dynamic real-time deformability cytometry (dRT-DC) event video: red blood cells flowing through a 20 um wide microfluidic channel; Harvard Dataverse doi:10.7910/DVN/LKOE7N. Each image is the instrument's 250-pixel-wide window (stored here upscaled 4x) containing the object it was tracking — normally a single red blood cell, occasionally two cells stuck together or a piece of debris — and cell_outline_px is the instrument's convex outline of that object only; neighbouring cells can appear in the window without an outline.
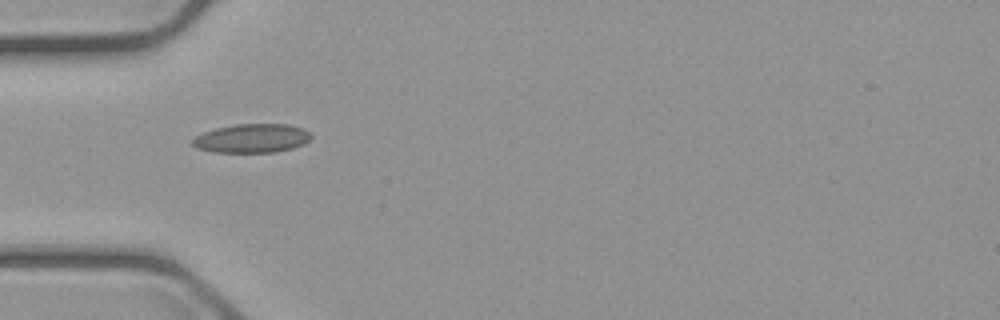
{"species": "common noctule bat (a hibernating species)", "species_latin": "Nyctalus noctula", "temperature_condition": "cold", "stored_images_in_passage": 5, "camera_frame_rate_fps": 3000, "um_per_image_px": 0.085, "animal": {"sex": "male", "body_mass_g": 23.1, "forearm_length_mm": 52.7}, "frame": {"image": 1, "passage_image": 1, "time_ms": 0.0, "image_size_px": [1000, 320], "cell_outline_px": [[312, 136], [304, 144], [292, 148], [272, 152], [212, 152], [196, 148], [192, 144], [192, 140], [196, 136], [204, 132], [216, 128], [236, 124], [288, 124], [300, 128], [308, 132]], "centroid_in_image_um": [21.38, 11.76], "position_along_channel_um": 63.6, "area_um2": 19.77}}
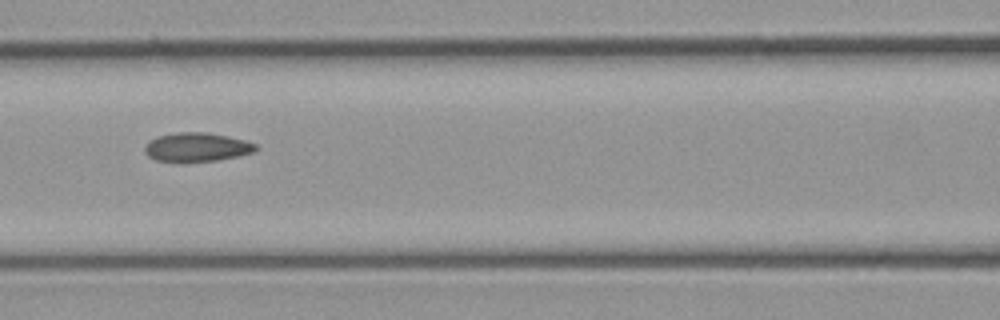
{"frame": {"image": 2, "passage_image": 3, "time_ms": 2.333, "image_size_px": [1000, 320], "cell_outline_px": [[256, 148], [252, 152], [236, 156], [216, 160], [180, 164], [156, 160], [148, 156], [144, 152], [144, 148], [152, 140], [160, 136], [180, 132], [208, 132], [228, 136], [244, 140], [256, 144]], "centroid_in_image_um": [16.69, 12.54], "position_along_channel_um": 149.9, "area_um2": 18.79}}
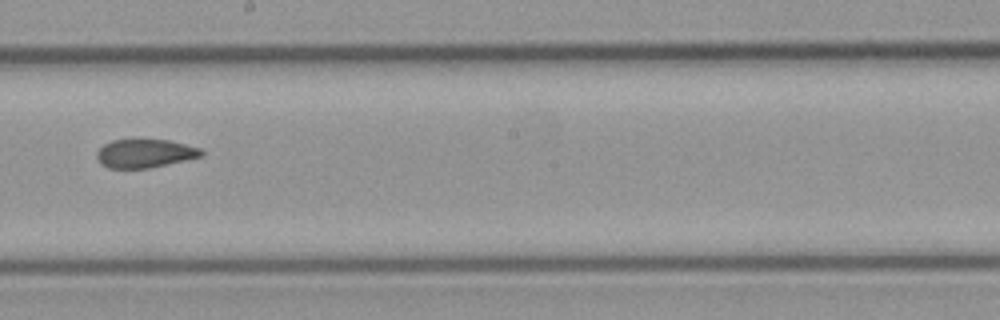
{"frame": {"image": 3, "passage_image": 5, "time_ms": 4.667, "image_size_px": [1000, 320], "cell_outline_px": [[204, 156], [148, 168], [108, 168], [100, 164], [96, 156], [96, 152], [104, 144], [112, 140], [168, 140], [200, 148], [204, 152]], "centroid_in_image_um": [12.3, 13.05], "position_along_channel_um": 235.9, "area_um2": 17.28}}